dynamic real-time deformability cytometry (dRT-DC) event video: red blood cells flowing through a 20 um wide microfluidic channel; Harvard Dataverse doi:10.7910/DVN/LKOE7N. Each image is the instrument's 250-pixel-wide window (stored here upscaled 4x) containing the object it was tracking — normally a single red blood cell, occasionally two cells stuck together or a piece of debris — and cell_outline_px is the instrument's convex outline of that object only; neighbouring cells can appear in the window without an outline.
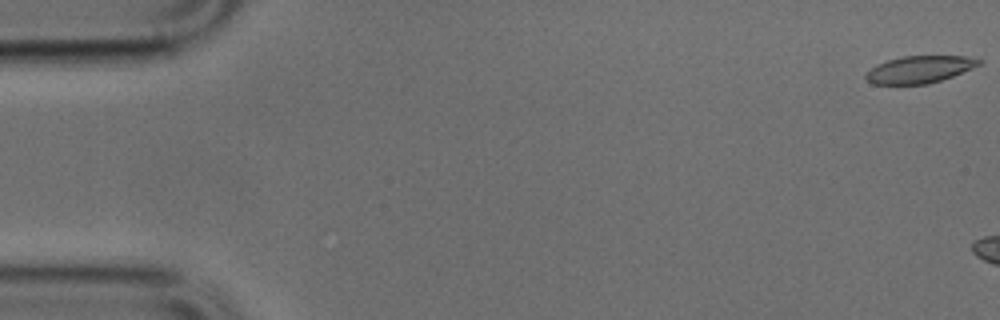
{"species": "common noctule bat (a hibernating species)", "species_latin": "Nyctalus noctula", "temperature_condition": "cold", "stored_images_in_passage": 6, "camera_frame_rate_fps": 3000, "um_per_image_px": 0.085, "animal": {"sex": "male", "body_mass_g": 17.9, "forearm_length_mm": 54.2}, "frame": {"image": 1, "passage_image": 1, "time_ms": 0.0, "image_size_px": [1000, 320], "cell_outline_px": [[984, 60], [980, 64], [952, 76], [928, 84], [872, 84], [864, 76], [876, 64], [888, 60], [904, 56], [968, 56]], "centroid_in_image_um": [78.16, 5.89], "position_along_channel_um": 6.8, "area_um2": 17.69}}